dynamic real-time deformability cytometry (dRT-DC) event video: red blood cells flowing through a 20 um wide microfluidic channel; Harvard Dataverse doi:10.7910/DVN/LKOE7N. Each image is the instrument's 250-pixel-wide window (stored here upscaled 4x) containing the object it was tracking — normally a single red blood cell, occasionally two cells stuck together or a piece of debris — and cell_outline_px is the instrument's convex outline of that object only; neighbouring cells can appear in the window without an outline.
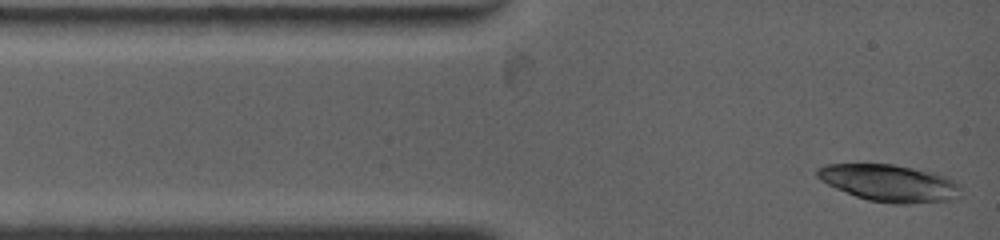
{"species": "common noctule bat (a hibernating species)", "species_latin": "Nyctalus noctula", "temperature_condition": "warm", "stored_images_in_passage": 4, "camera_frame_rate_fps": 4500, "um_per_image_px": 0.085, "animal": {"sex": "female", "body_mass_g": 19.0, "forearm_length_mm": 53.3}, "frame": {"image": 1, "passage_image": 1, "time_ms": 0.0, "image_size_px": [1000, 240], "cell_outline_px": [[960, 200], [904, 204], [892, 204], [868, 200], [856, 196], [836, 188], [820, 180], [816, 176], [816, 168], [824, 164], [892, 164], [932, 172], [948, 176], [956, 180], [960, 184]], "centroid_in_image_um": [75.66, 15.57], "position_along_channel_um": 9.3, "area_um2": 31.39}}